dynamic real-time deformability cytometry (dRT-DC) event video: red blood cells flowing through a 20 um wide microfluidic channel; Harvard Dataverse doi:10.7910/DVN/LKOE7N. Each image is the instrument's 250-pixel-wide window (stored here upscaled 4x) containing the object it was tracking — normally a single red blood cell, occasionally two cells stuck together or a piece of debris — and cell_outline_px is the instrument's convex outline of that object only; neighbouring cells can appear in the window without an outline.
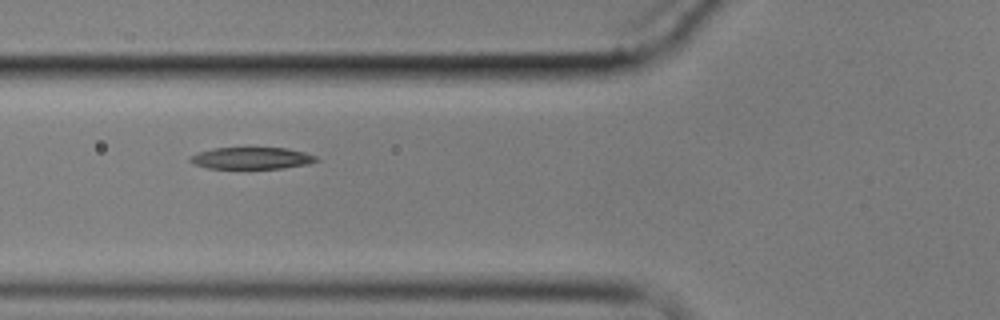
{"species": "common noctule bat (a hibernating species)", "species_latin": "Nyctalus noctula", "temperature_condition": "cold", "stored_images_in_passage": 7, "camera_frame_rate_fps": 3000, "um_per_image_px": 0.085, "animal": {"sex": "male", "body_mass_g": 17.9}, "frame": {"image": 1, "passage_image": 6, "time_ms": 6.667, "image_size_px": [1000, 320], "cell_outline_px": [[320, 160], [308, 164], [284, 168], [208, 168], [196, 164], [188, 160], [188, 156], [212, 148], [284, 148], [304, 152], [316, 156]], "centroid_in_image_um": [21.39, 13.44], "position_along_channel_um": 104.4, "area_um2": 15.9}}
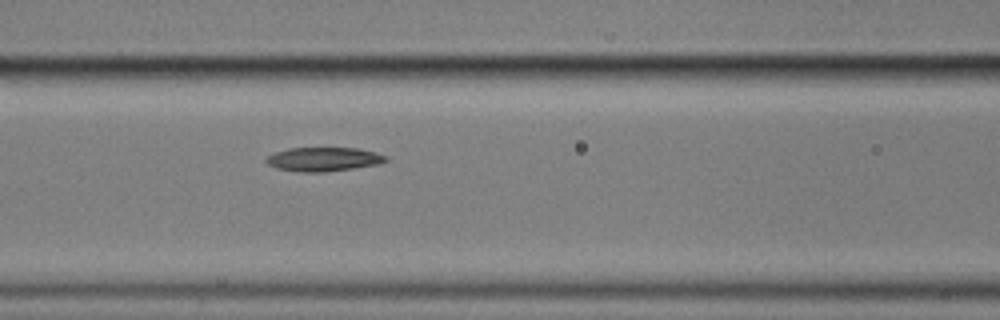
{"frame": {"image": 2, "passage_image": 7, "time_ms": 7.667, "image_size_px": [1000, 320], "cell_outline_px": [[388, 160], [380, 164], [324, 172], [296, 172], [276, 168], [268, 164], [264, 160], [268, 156], [276, 152], [288, 148], [360, 148], [376, 152], [388, 156]], "centroid_in_image_um": [27.52, 13.53], "position_along_channel_um": 139.1, "area_um2": 16.82}}